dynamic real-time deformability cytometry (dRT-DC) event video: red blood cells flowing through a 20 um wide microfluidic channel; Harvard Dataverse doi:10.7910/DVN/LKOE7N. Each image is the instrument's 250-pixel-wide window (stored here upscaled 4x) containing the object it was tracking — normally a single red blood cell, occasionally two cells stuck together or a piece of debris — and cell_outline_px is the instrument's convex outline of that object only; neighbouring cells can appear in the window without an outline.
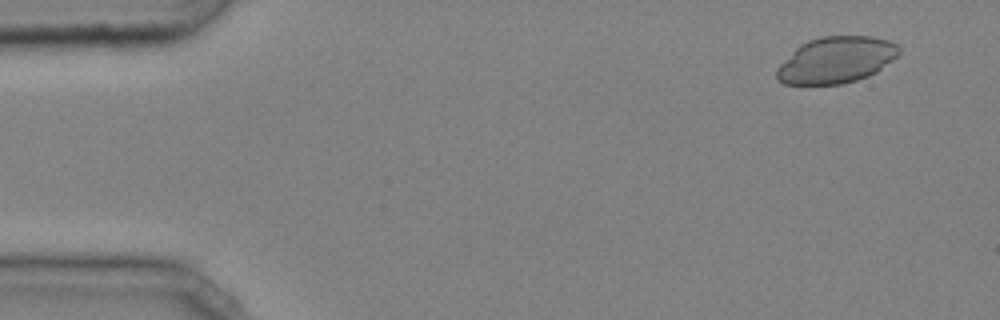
{"species": "common noctule bat (a hibernating species)", "species_latin": "Nyctalus noctula", "temperature_condition": "cold", "stored_images_in_passage": 41, "camera_frame_rate_fps": 3000, "um_per_image_px": 0.085, "animal": {"sex": "male", "body_mass_g": 20.4}, "frame": {"image": 1, "passage_image": 1, "time_ms": 0.0, "image_size_px": [1000, 320], "cell_outline_px": [[900, 52], [892, 60], [876, 72], [868, 76], [856, 80], [840, 84], [784, 84], [776, 80], [776, 68], [800, 44], [808, 40], [824, 36], [872, 36], [888, 40], [896, 44], [900, 48]], "centroid_in_image_um": [71.06, 5.1], "position_along_channel_um": 13.9, "area_um2": 32.95}}